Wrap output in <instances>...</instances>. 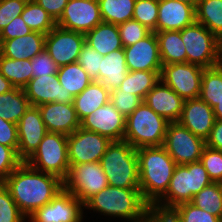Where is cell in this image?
I'll list each match as a JSON object with an SVG mask.
<instances>
[{
    "mask_svg": "<svg viewBox=\"0 0 222 222\" xmlns=\"http://www.w3.org/2000/svg\"><path fill=\"white\" fill-rule=\"evenodd\" d=\"M160 74L161 71H128L118 89L144 100L147 93L159 82Z\"/></svg>",
    "mask_w": 222,
    "mask_h": 222,
    "instance_id": "4dcf8cb0",
    "label": "cell"
},
{
    "mask_svg": "<svg viewBox=\"0 0 222 222\" xmlns=\"http://www.w3.org/2000/svg\"><path fill=\"white\" fill-rule=\"evenodd\" d=\"M19 158L25 162L38 148L48 132L38 106H31L17 123Z\"/></svg>",
    "mask_w": 222,
    "mask_h": 222,
    "instance_id": "2e32d148",
    "label": "cell"
},
{
    "mask_svg": "<svg viewBox=\"0 0 222 222\" xmlns=\"http://www.w3.org/2000/svg\"><path fill=\"white\" fill-rule=\"evenodd\" d=\"M15 87L12 85L10 81H8L1 73H0V94L7 93L14 89Z\"/></svg>",
    "mask_w": 222,
    "mask_h": 222,
    "instance_id": "db71d44e",
    "label": "cell"
},
{
    "mask_svg": "<svg viewBox=\"0 0 222 222\" xmlns=\"http://www.w3.org/2000/svg\"><path fill=\"white\" fill-rule=\"evenodd\" d=\"M169 123L143 101L126 117L123 140L136 149L162 146Z\"/></svg>",
    "mask_w": 222,
    "mask_h": 222,
    "instance_id": "8992f818",
    "label": "cell"
},
{
    "mask_svg": "<svg viewBox=\"0 0 222 222\" xmlns=\"http://www.w3.org/2000/svg\"><path fill=\"white\" fill-rule=\"evenodd\" d=\"M178 122L195 136L206 140L215 123L213 108L200 97L185 100Z\"/></svg>",
    "mask_w": 222,
    "mask_h": 222,
    "instance_id": "ffe728a7",
    "label": "cell"
},
{
    "mask_svg": "<svg viewBox=\"0 0 222 222\" xmlns=\"http://www.w3.org/2000/svg\"><path fill=\"white\" fill-rule=\"evenodd\" d=\"M28 0H0V32L22 14Z\"/></svg>",
    "mask_w": 222,
    "mask_h": 222,
    "instance_id": "7dc6e473",
    "label": "cell"
},
{
    "mask_svg": "<svg viewBox=\"0 0 222 222\" xmlns=\"http://www.w3.org/2000/svg\"><path fill=\"white\" fill-rule=\"evenodd\" d=\"M107 186V177L100 162L70 165L68 175L63 180V188L83 204Z\"/></svg>",
    "mask_w": 222,
    "mask_h": 222,
    "instance_id": "9c48e42d",
    "label": "cell"
},
{
    "mask_svg": "<svg viewBox=\"0 0 222 222\" xmlns=\"http://www.w3.org/2000/svg\"><path fill=\"white\" fill-rule=\"evenodd\" d=\"M143 101L168 122H178L185 100L159 80Z\"/></svg>",
    "mask_w": 222,
    "mask_h": 222,
    "instance_id": "603a6c76",
    "label": "cell"
},
{
    "mask_svg": "<svg viewBox=\"0 0 222 222\" xmlns=\"http://www.w3.org/2000/svg\"><path fill=\"white\" fill-rule=\"evenodd\" d=\"M22 162L13 148L0 144V182H3Z\"/></svg>",
    "mask_w": 222,
    "mask_h": 222,
    "instance_id": "bcb514c9",
    "label": "cell"
},
{
    "mask_svg": "<svg viewBox=\"0 0 222 222\" xmlns=\"http://www.w3.org/2000/svg\"><path fill=\"white\" fill-rule=\"evenodd\" d=\"M22 19L32 31L48 34L56 25V21L36 1L28 0Z\"/></svg>",
    "mask_w": 222,
    "mask_h": 222,
    "instance_id": "d590c367",
    "label": "cell"
},
{
    "mask_svg": "<svg viewBox=\"0 0 222 222\" xmlns=\"http://www.w3.org/2000/svg\"><path fill=\"white\" fill-rule=\"evenodd\" d=\"M31 60H18L0 54V73L15 88L23 89L32 78Z\"/></svg>",
    "mask_w": 222,
    "mask_h": 222,
    "instance_id": "1f68e13d",
    "label": "cell"
},
{
    "mask_svg": "<svg viewBox=\"0 0 222 222\" xmlns=\"http://www.w3.org/2000/svg\"><path fill=\"white\" fill-rule=\"evenodd\" d=\"M159 43L162 65L187 62L185 45L180 31L155 32Z\"/></svg>",
    "mask_w": 222,
    "mask_h": 222,
    "instance_id": "83f0119b",
    "label": "cell"
},
{
    "mask_svg": "<svg viewBox=\"0 0 222 222\" xmlns=\"http://www.w3.org/2000/svg\"><path fill=\"white\" fill-rule=\"evenodd\" d=\"M84 207L134 222L141 220L151 210L143 200L140 189H124L109 185L91 197Z\"/></svg>",
    "mask_w": 222,
    "mask_h": 222,
    "instance_id": "277c9868",
    "label": "cell"
},
{
    "mask_svg": "<svg viewBox=\"0 0 222 222\" xmlns=\"http://www.w3.org/2000/svg\"><path fill=\"white\" fill-rule=\"evenodd\" d=\"M218 54L220 61H222V35L218 37Z\"/></svg>",
    "mask_w": 222,
    "mask_h": 222,
    "instance_id": "9f6ffc18",
    "label": "cell"
},
{
    "mask_svg": "<svg viewBox=\"0 0 222 222\" xmlns=\"http://www.w3.org/2000/svg\"><path fill=\"white\" fill-rule=\"evenodd\" d=\"M84 204L64 188L51 202L36 209L30 216L31 222H81Z\"/></svg>",
    "mask_w": 222,
    "mask_h": 222,
    "instance_id": "5bb4252c",
    "label": "cell"
},
{
    "mask_svg": "<svg viewBox=\"0 0 222 222\" xmlns=\"http://www.w3.org/2000/svg\"><path fill=\"white\" fill-rule=\"evenodd\" d=\"M185 45L187 63L202 68H211L221 64L218 54V38L204 25L195 21L180 30Z\"/></svg>",
    "mask_w": 222,
    "mask_h": 222,
    "instance_id": "ba28073f",
    "label": "cell"
},
{
    "mask_svg": "<svg viewBox=\"0 0 222 222\" xmlns=\"http://www.w3.org/2000/svg\"><path fill=\"white\" fill-rule=\"evenodd\" d=\"M111 140L96 132L79 127L67 135V152L70 165L100 162Z\"/></svg>",
    "mask_w": 222,
    "mask_h": 222,
    "instance_id": "7c38bea8",
    "label": "cell"
},
{
    "mask_svg": "<svg viewBox=\"0 0 222 222\" xmlns=\"http://www.w3.org/2000/svg\"><path fill=\"white\" fill-rule=\"evenodd\" d=\"M213 112H214V115H215V120L222 121V101L218 102L213 107Z\"/></svg>",
    "mask_w": 222,
    "mask_h": 222,
    "instance_id": "11a10c76",
    "label": "cell"
},
{
    "mask_svg": "<svg viewBox=\"0 0 222 222\" xmlns=\"http://www.w3.org/2000/svg\"><path fill=\"white\" fill-rule=\"evenodd\" d=\"M178 1H181V2H183V3H186V4H188V5H191V6H193V7H197V5H198V2L200 1V0H178Z\"/></svg>",
    "mask_w": 222,
    "mask_h": 222,
    "instance_id": "6f0895ef",
    "label": "cell"
},
{
    "mask_svg": "<svg viewBox=\"0 0 222 222\" xmlns=\"http://www.w3.org/2000/svg\"><path fill=\"white\" fill-rule=\"evenodd\" d=\"M205 142L206 146L222 151V121L215 120L214 126Z\"/></svg>",
    "mask_w": 222,
    "mask_h": 222,
    "instance_id": "816d5d0a",
    "label": "cell"
},
{
    "mask_svg": "<svg viewBox=\"0 0 222 222\" xmlns=\"http://www.w3.org/2000/svg\"><path fill=\"white\" fill-rule=\"evenodd\" d=\"M84 35L85 43L103 56L124 48L118 27L112 23L101 22Z\"/></svg>",
    "mask_w": 222,
    "mask_h": 222,
    "instance_id": "484cf974",
    "label": "cell"
},
{
    "mask_svg": "<svg viewBox=\"0 0 222 222\" xmlns=\"http://www.w3.org/2000/svg\"><path fill=\"white\" fill-rule=\"evenodd\" d=\"M163 146L176 165H185L200 160L206 142L179 122H170Z\"/></svg>",
    "mask_w": 222,
    "mask_h": 222,
    "instance_id": "30bf717a",
    "label": "cell"
},
{
    "mask_svg": "<svg viewBox=\"0 0 222 222\" xmlns=\"http://www.w3.org/2000/svg\"><path fill=\"white\" fill-rule=\"evenodd\" d=\"M109 101L110 91L97 81H92L79 95L74 96L73 105L79 120L82 121Z\"/></svg>",
    "mask_w": 222,
    "mask_h": 222,
    "instance_id": "4316f807",
    "label": "cell"
},
{
    "mask_svg": "<svg viewBox=\"0 0 222 222\" xmlns=\"http://www.w3.org/2000/svg\"><path fill=\"white\" fill-rule=\"evenodd\" d=\"M84 44L83 33L57 25L45 37V49L59 67L77 62Z\"/></svg>",
    "mask_w": 222,
    "mask_h": 222,
    "instance_id": "4fadbf2b",
    "label": "cell"
},
{
    "mask_svg": "<svg viewBox=\"0 0 222 222\" xmlns=\"http://www.w3.org/2000/svg\"><path fill=\"white\" fill-rule=\"evenodd\" d=\"M126 117L109 101L81 121L83 129L96 132L111 141H123Z\"/></svg>",
    "mask_w": 222,
    "mask_h": 222,
    "instance_id": "e0dca14e",
    "label": "cell"
},
{
    "mask_svg": "<svg viewBox=\"0 0 222 222\" xmlns=\"http://www.w3.org/2000/svg\"><path fill=\"white\" fill-rule=\"evenodd\" d=\"M19 210L29 217L63 189V180L56 175L33 169L22 162L4 181Z\"/></svg>",
    "mask_w": 222,
    "mask_h": 222,
    "instance_id": "6da1fadb",
    "label": "cell"
},
{
    "mask_svg": "<svg viewBox=\"0 0 222 222\" xmlns=\"http://www.w3.org/2000/svg\"><path fill=\"white\" fill-rule=\"evenodd\" d=\"M127 73L124 49H117L103 56L96 81L111 92L121 85Z\"/></svg>",
    "mask_w": 222,
    "mask_h": 222,
    "instance_id": "d4e9b609",
    "label": "cell"
},
{
    "mask_svg": "<svg viewBox=\"0 0 222 222\" xmlns=\"http://www.w3.org/2000/svg\"><path fill=\"white\" fill-rule=\"evenodd\" d=\"M100 164L109 186L140 189L137 149L126 141H112Z\"/></svg>",
    "mask_w": 222,
    "mask_h": 222,
    "instance_id": "5b68a950",
    "label": "cell"
},
{
    "mask_svg": "<svg viewBox=\"0 0 222 222\" xmlns=\"http://www.w3.org/2000/svg\"><path fill=\"white\" fill-rule=\"evenodd\" d=\"M159 0H136L134 4V20L156 32Z\"/></svg>",
    "mask_w": 222,
    "mask_h": 222,
    "instance_id": "f35d334b",
    "label": "cell"
},
{
    "mask_svg": "<svg viewBox=\"0 0 222 222\" xmlns=\"http://www.w3.org/2000/svg\"><path fill=\"white\" fill-rule=\"evenodd\" d=\"M30 107L29 100L21 88L0 94V117L17 124Z\"/></svg>",
    "mask_w": 222,
    "mask_h": 222,
    "instance_id": "f1b7e54d",
    "label": "cell"
},
{
    "mask_svg": "<svg viewBox=\"0 0 222 222\" xmlns=\"http://www.w3.org/2000/svg\"><path fill=\"white\" fill-rule=\"evenodd\" d=\"M24 217L8 188L0 182V222H24Z\"/></svg>",
    "mask_w": 222,
    "mask_h": 222,
    "instance_id": "ab89813d",
    "label": "cell"
},
{
    "mask_svg": "<svg viewBox=\"0 0 222 222\" xmlns=\"http://www.w3.org/2000/svg\"><path fill=\"white\" fill-rule=\"evenodd\" d=\"M103 55L99 54L91 46L84 44L77 62L88 73L89 77L96 81L99 78L100 65Z\"/></svg>",
    "mask_w": 222,
    "mask_h": 222,
    "instance_id": "ee69618b",
    "label": "cell"
},
{
    "mask_svg": "<svg viewBox=\"0 0 222 222\" xmlns=\"http://www.w3.org/2000/svg\"><path fill=\"white\" fill-rule=\"evenodd\" d=\"M123 47L134 45L152 31L138 21L131 19L117 25Z\"/></svg>",
    "mask_w": 222,
    "mask_h": 222,
    "instance_id": "60d3db41",
    "label": "cell"
},
{
    "mask_svg": "<svg viewBox=\"0 0 222 222\" xmlns=\"http://www.w3.org/2000/svg\"><path fill=\"white\" fill-rule=\"evenodd\" d=\"M167 214L174 222H222L221 218L205 212L191 202L179 204Z\"/></svg>",
    "mask_w": 222,
    "mask_h": 222,
    "instance_id": "74e56055",
    "label": "cell"
},
{
    "mask_svg": "<svg viewBox=\"0 0 222 222\" xmlns=\"http://www.w3.org/2000/svg\"><path fill=\"white\" fill-rule=\"evenodd\" d=\"M204 68L187 62L162 66L160 80L174 90L183 100L198 98Z\"/></svg>",
    "mask_w": 222,
    "mask_h": 222,
    "instance_id": "8fae6325",
    "label": "cell"
},
{
    "mask_svg": "<svg viewBox=\"0 0 222 222\" xmlns=\"http://www.w3.org/2000/svg\"><path fill=\"white\" fill-rule=\"evenodd\" d=\"M32 30L22 19L21 15L15 17L4 29L0 32V44L12 38L25 36L31 33Z\"/></svg>",
    "mask_w": 222,
    "mask_h": 222,
    "instance_id": "681fc988",
    "label": "cell"
},
{
    "mask_svg": "<svg viewBox=\"0 0 222 222\" xmlns=\"http://www.w3.org/2000/svg\"><path fill=\"white\" fill-rule=\"evenodd\" d=\"M31 66L32 78L57 74L59 68L45 48L31 59Z\"/></svg>",
    "mask_w": 222,
    "mask_h": 222,
    "instance_id": "f6af8a7d",
    "label": "cell"
},
{
    "mask_svg": "<svg viewBox=\"0 0 222 222\" xmlns=\"http://www.w3.org/2000/svg\"><path fill=\"white\" fill-rule=\"evenodd\" d=\"M18 143L17 124L0 117V144L11 147L17 152Z\"/></svg>",
    "mask_w": 222,
    "mask_h": 222,
    "instance_id": "c3c4849f",
    "label": "cell"
},
{
    "mask_svg": "<svg viewBox=\"0 0 222 222\" xmlns=\"http://www.w3.org/2000/svg\"><path fill=\"white\" fill-rule=\"evenodd\" d=\"M103 22L98 0H69L57 26L86 34Z\"/></svg>",
    "mask_w": 222,
    "mask_h": 222,
    "instance_id": "9a60e30c",
    "label": "cell"
},
{
    "mask_svg": "<svg viewBox=\"0 0 222 222\" xmlns=\"http://www.w3.org/2000/svg\"><path fill=\"white\" fill-rule=\"evenodd\" d=\"M136 0H98L103 22L119 25L131 20Z\"/></svg>",
    "mask_w": 222,
    "mask_h": 222,
    "instance_id": "e575fe53",
    "label": "cell"
},
{
    "mask_svg": "<svg viewBox=\"0 0 222 222\" xmlns=\"http://www.w3.org/2000/svg\"><path fill=\"white\" fill-rule=\"evenodd\" d=\"M128 71H161L162 62L155 32L123 48Z\"/></svg>",
    "mask_w": 222,
    "mask_h": 222,
    "instance_id": "ac0fdd59",
    "label": "cell"
},
{
    "mask_svg": "<svg viewBox=\"0 0 222 222\" xmlns=\"http://www.w3.org/2000/svg\"><path fill=\"white\" fill-rule=\"evenodd\" d=\"M195 21V7L178 0H159L156 32L180 31Z\"/></svg>",
    "mask_w": 222,
    "mask_h": 222,
    "instance_id": "7402d4cb",
    "label": "cell"
},
{
    "mask_svg": "<svg viewBox=\"0 0 222 222\" xmlns=\"http://www.w3.org/2000/svg\"><path fill=\"white\" fill-rule=\"evenodd\" d=\"M110 102L123 116L127 117L143 102V99L116 88L110 92Z\"/></svg>",
    "mask_w": 222,
    "mask_h": 222,
    "instance_id": "7bdbcfd3",
    "label": "cell"
},
{
    "mask_svg": "<svg viewBox=\"0 0 222 222\" xmlns=\"http://www.w3.org/2000/svg\"><path fill=\"white\" fill-rule=\"evenodd\" d=\"M36 1L52 18L57 21L68 4L69 0H34Z\"/></svg>",
    "mask_w": 222,
    "mask_h": 222,
    "instance_id": "f907efd6",
    "label": "cell"
},
{
    "mask_svg": "<svg viewBox=\"0 0 222 222\" xmlns=\"http://www.w3.org/2000/svg\"><path fill=\"white\" fill-rule=\"evenodd\" d=\"M35 170L56 175L64 180L69 172L67 135L47 132L35 152L25 161Z\"/></svg>",
    "mask_w": 222,
    "mask_h": 222,
    "instance_id": "52a82bcc",
    "label": "cell"
},
{
    "mask_svg": "<svg viewBox=\"0 0 222 222\" xmlns=\"http://www.w3.org/2000/svg\"><path fill=\"white\" fill-rule=\"evenodd\" d=\"M211 183L212 180L200 161L176 165L166 193L151 207V210L168 213L179 204L191 202L197 193ZM162 200H166V203H160Z\"/></svg>",
    "mask_w": 222,
    "mask_h": 222,
    "instance_id": "3957f363",
    "label": "cell"
},
{
    "mask_svg": "<svg viewBox=\"0 0 222 222\" xmlns=\"http://www.w3.org/2000/svg\"><path fill=\"white\" fill-rule=\"evenodd\" d=\"M31 106L45 103H73L74 96L61 86L57 74L31 78L23 88Z\"/></svg>",
    "mask_w": 222,
    "mask_h": 222,
    "instance_id": "d6986e66",
    "label": "cell"
},
{
    "mask_svg": "<svg viewBox=\"0 0 222 222\" xmlns=\"http://www.w3.org/2000/svg\"><path fill=\"white\" fill-rule=\"evenodd\" d=\"M38 108L48 132L70 135L81 126L73 103L50 102Z\"/></svg>",
    "mask_w": 222,
    "mask_h": 222,
    "instance_id": "44dd1931",
    "label": "cell"
},
{
    "mask_svg": "<svg viewBox=\"0 0 222 222\" xmlns=\"http://www.w3.org/2000/svg\"><path fill=\"white\" fill-rule=\"evenodd\" d=\"M137 156L140 192L152 207L166 193L176 163L163 145L139 148Z\"/></svg>",
    "mask_w": 222,
    "mask_h": 222,
    "instance_id": "7a4b0ae2",
    "label": "cell"
},
{
    "mask_svg": "<svg viewBox=\"0 0 222 222\" xmlns=\"http://www.w3.org/2000/svg\"><path fill=\"white\" fill-rule=\"evenodd\" d=\"M191 203L222 219V183L212 182L197 193Z\"/></svg>",
    "mask_w": 222,
    "mask_h": 222,
    "instance_id": "8d00e7d4",
    "label": "cell"
},
{
    "mask_svg": "<svg viewBox=\"0 0 222 222\" xmlns=\"http://www.w3.org/2000/svg\"><path fill=\"white\" fill-rule=\"evenodd\" d=\"M138 222H174V220L167 213H158L150 210Z\"/></svg>",
    "mask_w": 222,
    "mask_h": 222,
    "instance_id": "f5cc1de1",
    "label": "cell"
},
{
    "mask_svg": "<svg viewBox=\"0 0 222 222\" xmlns=\"http://www.w3.org/2000/svg\"><path fill=\"white\" fill-rule=\"evenodd\" d=\"M45 34L31 33L5 40L0 44V54L18 60H31L45 48Z\"/></svg>",
    "mask_w": 222,
    "mask_h": 222,
    "instance_id": "cb8c5ba5",
    "label": "cell"
},
{
    "mask_svg": "<svg viewBox=\"0 0 222 222\" xmlns=\"http://www.w3.org/2000/svg\"><path fill=\"white\" fill-rule=\"evenodd\" d=\"M199 97L211 108L222 101V64L204 69Z\"/></svg>",
    "mask_w": 222,
    "mask_h": 222,
    "instance_id": "836d02e7",
    "label": "cell"
},
{
    "mask_svg": "<svg viewBox=\"0 0 222 222\" xmlns=\"http://www.w3.org/2000/svg\"><path fill=\"white\" fill-rule=\"evenodd\" d=\"M57 76L64 90L73 96L79 95L93 81L78 62L60 66Z\"/></svg>",
    "mask_w": 222,
    "mask_h": 222,
    "instance_id": "f546056e",
    "label": "cell"
},
{
    "mask_svg": "<svg viewBox=\"0 0 222 222\" xmlns=\"http://www.w3.org/2000/svg\"><path fill=\"white\" fill-rule=\"evenodd\" d=\"M199 161L212 182L222 183V151L205 146Z\"/></svg>",
    "mask_w": 222,
    "mask_h": 222,
    "instance_id": "b9f144b4",
    "label": "cell"
},
{
    "mask_svg": "<svg viewBox=\"0 0 222 222\" xmlns=\"http://www.w3.org/2000/svg\"><path fill=\"white\" fill-rule=\"evenodd\" d=\"M195 12L197 22L217 38L222 35V0H200Z\"/></svg>",
    "mask_w": 222,
    "mask_h": 222,
    "instance_id": "d6a6232c",
    "label": "cell"
}]
</instances>
